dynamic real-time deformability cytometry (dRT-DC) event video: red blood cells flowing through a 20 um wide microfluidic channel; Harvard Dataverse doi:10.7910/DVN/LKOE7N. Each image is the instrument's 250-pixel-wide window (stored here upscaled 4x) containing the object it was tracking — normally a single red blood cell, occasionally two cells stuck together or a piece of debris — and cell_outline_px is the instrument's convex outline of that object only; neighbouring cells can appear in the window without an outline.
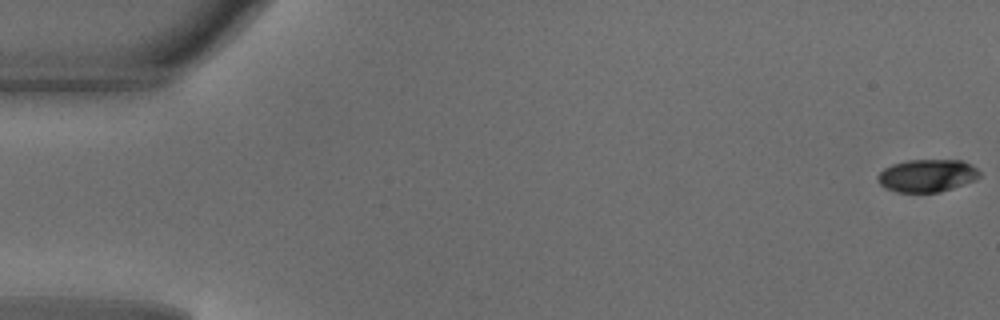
{"species": "common noctule bat (a hibernating species)", "species_latin": "Nyctalus noctula", "temperature_condition": "warm", "stored_images_in_passage": 49, "camera_frame_rate_fps": 3000, "um_per_image_px": 0.085, "animal": {"sex": "male", "body_mass_g": 18.8}, "frame": {"image": 1, "passage_image": 1, "time_ms": 0.0, "image_size_px": [1000, 320], "cell_outline_px": [[980, 176], [976, 180], [940, 192], [896, 192], [884, 188], [880, 184], [876, 176], [884, 168], [892, 164], [908, 160], [964, 160], [972, 164], [980, 172]], "centroid_in_image_um": [78.81, 14.92], "position_along_channel_um": 6.2, "area_um2": 19.54}}
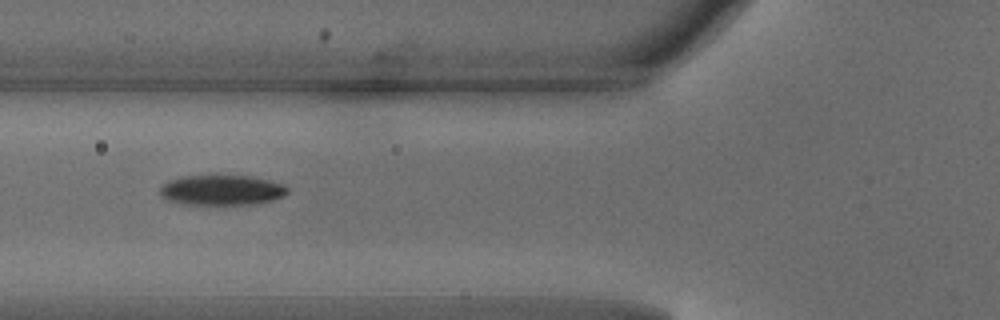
{"frame": {"image": 2, "passage_image": 19, "time_ms": 6.0, "image_size_px": [1000, 320], "cell_outline_px": [[288, 192], [284, 196], [272, 200], [256, 204], [184, 204], [164, 200], [160, 196], [160, 188], [168, 180], [184, 176], [248, 176], [268, 180], [284, 184], [288, 188]], "centroid_in_image_um": [18.83, 16.17], "position_along_channel_um": 107.0, "area_um2": 22.43}}
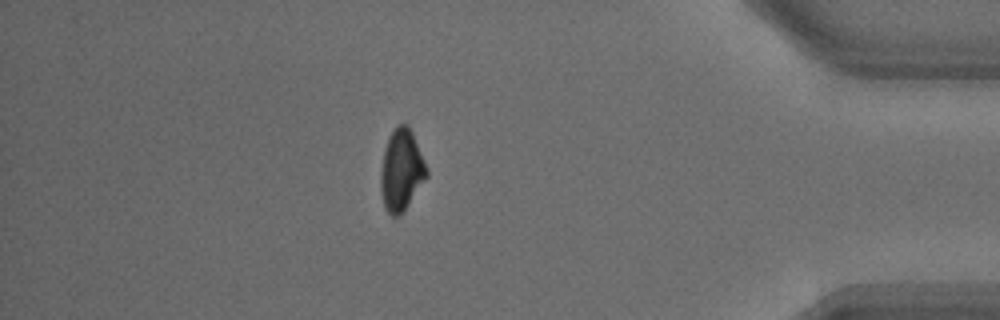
{"frame": {"image": 3, "passage_image": 43, "time_ms": 14.0, "image_size_px": [1000, 320], "cell_outline_px": [[428, 176], [400, 216], [392, 216], [384, 208], [380, 188], [380, 172], [384, 148], [388, 136], [396, 124], [408, 124], [412, 132], [424, 160], [428, 172]], "centroid_in_image_um": [34.1, 14.45], "position_along_channel_um": 401.1, "area_um2": 21.96}, "authors_computed_cell_mechanics": {"area_um2": 21.8484, "velocity_mm_per_s": 4.154, "shape_relaxation_time_tau1_ms": 1.9897, "shape_relaxation_time_tau2_ms": null, "deformation_change_tau1": 0.1368, "deformation_change_tau2": null}}